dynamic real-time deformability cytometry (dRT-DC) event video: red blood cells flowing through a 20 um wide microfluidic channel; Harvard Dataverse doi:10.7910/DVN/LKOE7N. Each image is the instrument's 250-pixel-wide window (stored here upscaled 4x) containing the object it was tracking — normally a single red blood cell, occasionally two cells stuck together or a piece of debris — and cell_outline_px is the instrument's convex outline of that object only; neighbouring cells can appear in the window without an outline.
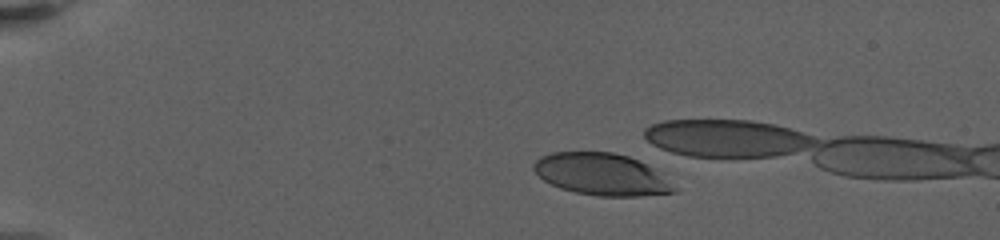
{"species": "human", "species_latin": "Homo sapiens", "temperature_condition": "warm", "stored_images_in_passage": 18, "camera_frame_rate_fps": 3000, "um_per_image_px": 0.085, "donor": {"sex": "female"}, "frame": {"image": 1, "passage_image": 8, "time_ms": 4.667, "image_size_px": [1000, 240], "cell_outline_px": [[680, 188], [676, 192], [644, 196], [596, 196], [576, 192], [560, 188], [544, 180], [532, 168], [532, 164], [540, 156], [552, 152], [612, 152], [628, 156], [656, 168]], "centroid_in_image_um": [51.2, 14.82], "position_along_channel_um": 33.8, "area_um2": 34.74}}